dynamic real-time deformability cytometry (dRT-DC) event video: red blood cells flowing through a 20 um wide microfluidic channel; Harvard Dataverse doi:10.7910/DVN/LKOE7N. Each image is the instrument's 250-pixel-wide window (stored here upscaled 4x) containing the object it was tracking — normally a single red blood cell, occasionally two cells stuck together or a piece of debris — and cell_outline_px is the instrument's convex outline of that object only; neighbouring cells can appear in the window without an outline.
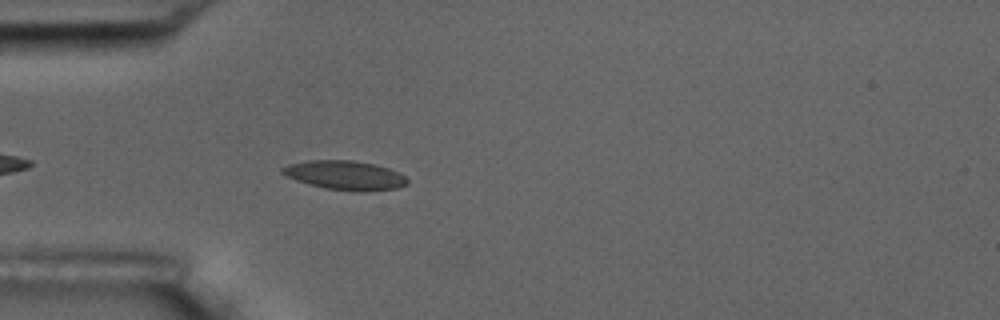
{"species": "common noctule bat (a hibernating species)", "species_latin": "Nyctalus noctula", "temperature_condition": "room temperature", "stored_images_in_passage": 5, "camera_frame_rate_fps": 3000, "um_per_image_px": 0.085, "animal": {"sex": "male", "body_mass_g": 17.5, "forearm_length_mm": 52.3}, "frame": {"image": 1, "passage_image": 5, "time_ms": 4.667, "image_size_px": [1000, 320], "cell_outline_px": [[408, 184], [396, 188], [324, 188], [296, 180], [280, 172], [280, 168], [288, 164], [308, 160], [352, 160], [376, 164], [388, 168], [404, 176], [408, 180]], "centroid_in_image_um": [29.24, 14.83], "position_along_channel_um": 55.8, "area_um2": 20.11}}